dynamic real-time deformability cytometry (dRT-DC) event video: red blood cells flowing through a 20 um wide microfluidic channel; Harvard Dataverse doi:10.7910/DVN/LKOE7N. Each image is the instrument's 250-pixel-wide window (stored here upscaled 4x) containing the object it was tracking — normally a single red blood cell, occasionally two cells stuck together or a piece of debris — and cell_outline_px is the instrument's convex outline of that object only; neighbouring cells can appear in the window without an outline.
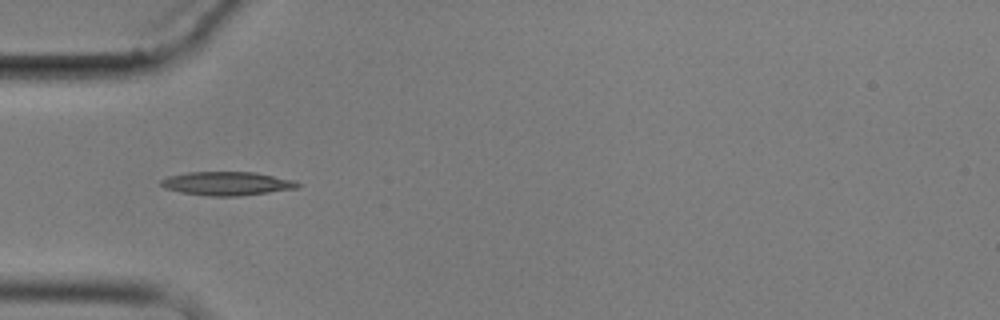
{"species": "common noctule bat (a hibernating species)", "species_latin": "Nyctalus noctula", "temperature_condition": "cold", "stored_images_in_passage": 3, "camera_frame_rate_fps": 3000, "um_per_image_px": 0.085, "animal": {"sex": "male", "body_mass_g": 17.9}, "frame": {"image": 1, "passage_image": 2, "time_ms": 4.333, "image_size_px": [1000, 320], "cell_outline_px": [[300, 184], [296, 188], [240, 196], [212, 196], [180, 192], [164, 188], [160, 184], [160, 180], [168, 176], [188, 172], [256, 172], [292, 180]], "centroid_in_image_um": [19.24, 15.59], "position_along_channel_um": 65.8, "area_um2": 18.67}}
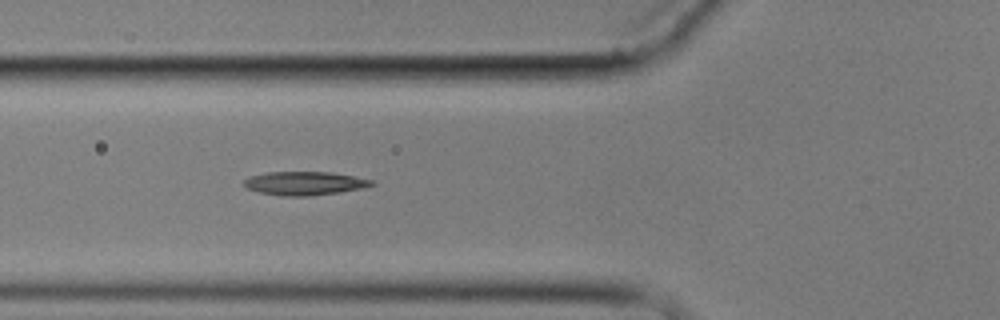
{"frame": {"image": 2, "passage_image": 3, "time_ms": 5.333, "image_size_px": [1000, 320], "cell_outline_px": [[376, 184], [360, 188], [340, 192], [308, 196], [280, 196], [260, 192], [248, 188], [240, 184], [248, 176], [268, 172], [332, 172], [376, 180]], "centroid_in_image_um": [25.88, 15.57], "position_along_channel_um": 99.9, "area_um2": 17.69}}